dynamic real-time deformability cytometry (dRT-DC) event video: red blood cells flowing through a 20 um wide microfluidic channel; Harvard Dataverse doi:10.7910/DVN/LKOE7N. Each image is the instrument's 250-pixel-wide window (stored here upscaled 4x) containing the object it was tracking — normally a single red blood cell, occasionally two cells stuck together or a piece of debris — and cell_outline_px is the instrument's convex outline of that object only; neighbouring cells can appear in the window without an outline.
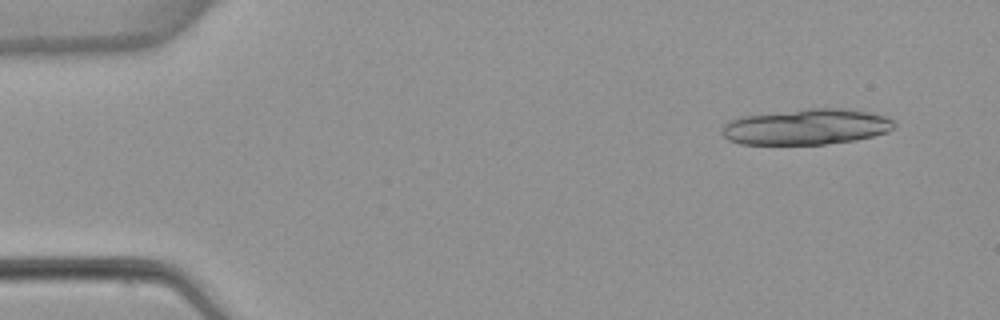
{"species": "common noctule bat (a hibernating species)", "species_latin": "Nyctalus noctula", "temperature_condition": "warm", "stored_images_in_passage": 3, "camera_frame_rate_fps": 3000, "um_per_image_px": 0.085, "animal": {"sex": "female", "body_mass_g": 22.7, "forearm_length_mm": 54.2}, "frame": {"image": 1, "passage_image": 1, "time_ms": 0.0, "image_size_px": [1000, 320], "cell_outline_px": [[896, 124], [888, 132], [856, 140], [824, 144], [740, 144], [728, 140], [720, 132], [724, 124], [728, 120], [744, 116], [808, 108], [844, 108], [868, 112], [884, 116], [892, 120]], "centroid_in_image_um": [68.52, 10.78], "position_along_channel_um": 16.5, "area_um2": 35.89}}